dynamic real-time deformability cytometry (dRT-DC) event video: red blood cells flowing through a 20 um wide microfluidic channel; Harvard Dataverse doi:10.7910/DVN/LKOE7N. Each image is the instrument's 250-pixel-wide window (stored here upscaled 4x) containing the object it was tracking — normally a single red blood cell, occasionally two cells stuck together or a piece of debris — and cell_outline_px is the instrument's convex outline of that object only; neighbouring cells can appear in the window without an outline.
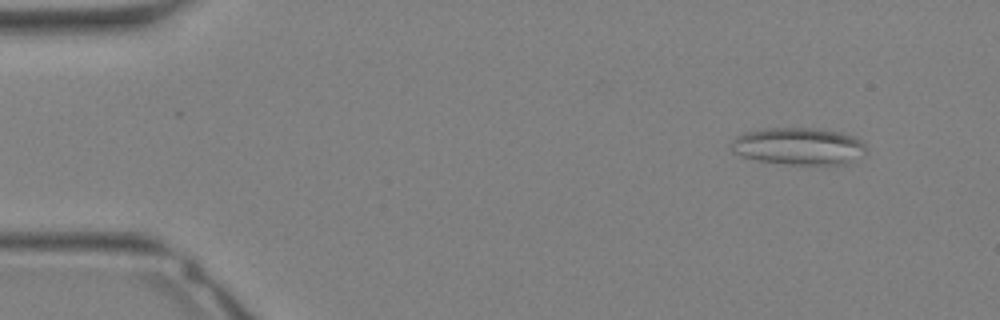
{"species": "Egyptian fruit bat (a non-hibernating species)", "species_latin": "Rousettus aegyptiacus", "temperature_condition": "warm", "stored_images_in_passage": 33, "camera_frame_rate_fps": 3000, "um_per_image_px": 0.085, "animal": {"sex": "female"}, "frame": {"image": 1, "passage_image": 3, "time_ms": 0.667, "image_size_px": [1000, 320], "cell_outline_px": [[868, 148], [864, 152], [848, 164], [788, 164], [760, 160], [740, 156], [732, 152], [732, 140], [736, 136], [744, 132], [764, 128], [808, 128], [840, 132], [852, 136], [860, 140]], "centroid_in_image_um": [67.86, 12.42], "position_along_channel_um": 17.1, "area_um2": 29.02}}
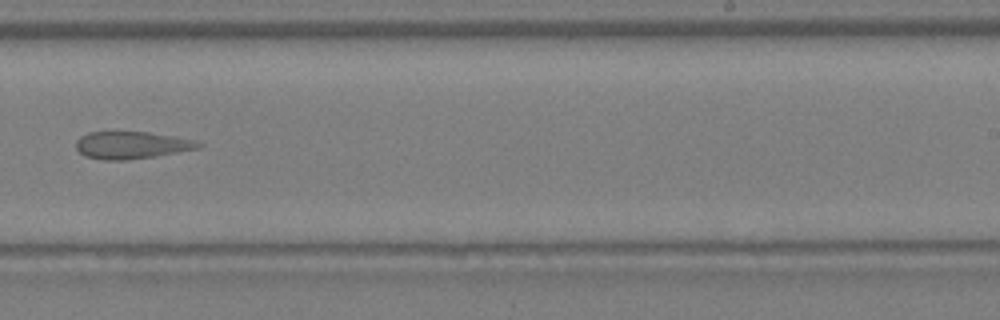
{"frame": {"image": 2, "passage_image": 21, "time_ms": 6.667, "image_size_px": [1000, 320], "cell_outline_px": [[204, 144], [200, 148], [156, 156], [128, 160], [104, 160], [84, 156], [76, 148], [76, 140], [80, 136], [88, 132], [148, 132], [196, 140]], "centroid_in_image_um": [11.18, 12.34], "position_along_channel_um": 277.8, "area_um2": 19.54}}
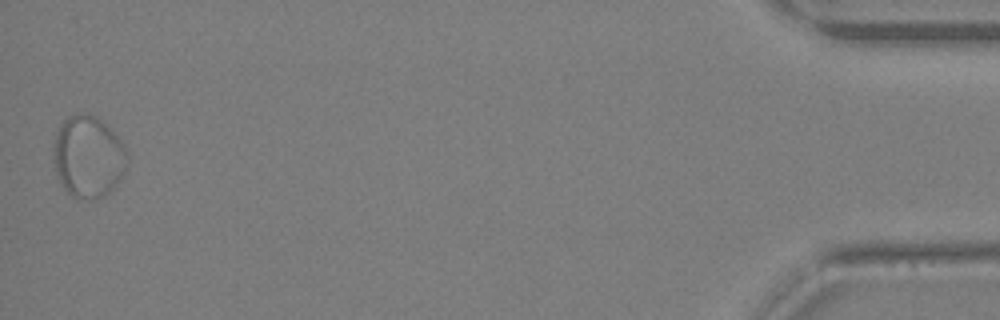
{"frame": {"image": 3, "passage_image": 33, "time_ms": 10.667, "image_size_px": [1000, 320], "cell_outline_px": [[128, 160], [120, 180], [104, 196], [88, 200], [72, 196], [64, 188], [56, 176], [52, 148], [52, 144], [56, 132], [60, 124], [68, 116], [76, 112], [80, 112], [96, 116], [112, 128], [124, 144], [128, 152]], "centroid_in_image_um": [7.49, 13.28], "position_along_channel_um": 427.7, "area_um2": 35.84}}